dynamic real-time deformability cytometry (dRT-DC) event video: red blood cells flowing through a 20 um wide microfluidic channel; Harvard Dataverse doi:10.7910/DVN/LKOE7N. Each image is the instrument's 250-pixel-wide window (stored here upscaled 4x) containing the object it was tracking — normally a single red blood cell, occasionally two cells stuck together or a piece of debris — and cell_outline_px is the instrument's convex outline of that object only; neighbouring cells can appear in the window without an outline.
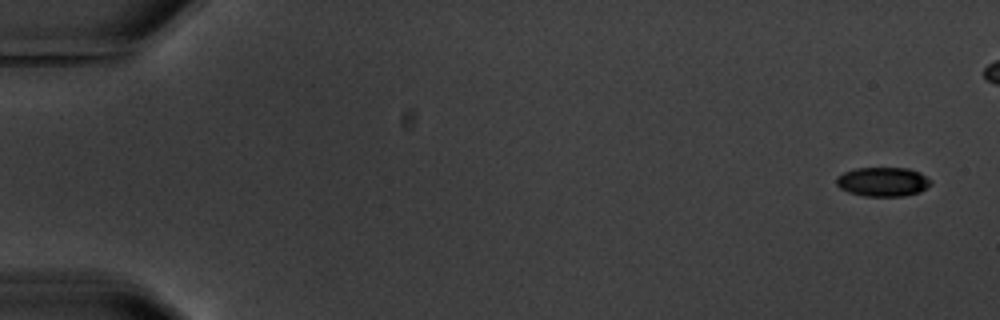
{"species": "common noctule bat (a hibernating species)", "species_latin": "Nyctalus noctula", "temperature_condition": "warm", "stored_images_in_passage": 7, "camera_frame_rate_fps": 3000, "um_per_image_px": 0.085, "animal": {"sex": "male", "body_mass_g": 20.1, "forearm_length_mm": 53.5}, "frame": {"image": 1, "passage_image": 1, "time_ms": 0.0, "image_size_px": [1000, 320], "cell_outline_px": [[932, 184], [920, 192], [904, 196], [864, 196], [848, 192], [840, 188], [836, 184], [836, 176], [844, 172], [856, 168], [908, 168], [920, 172], [932, 180]], "centroid_in_image_um": [75.06, 15.45], "position_along_channel_um": 9.9, "area_um2": 16.24}}